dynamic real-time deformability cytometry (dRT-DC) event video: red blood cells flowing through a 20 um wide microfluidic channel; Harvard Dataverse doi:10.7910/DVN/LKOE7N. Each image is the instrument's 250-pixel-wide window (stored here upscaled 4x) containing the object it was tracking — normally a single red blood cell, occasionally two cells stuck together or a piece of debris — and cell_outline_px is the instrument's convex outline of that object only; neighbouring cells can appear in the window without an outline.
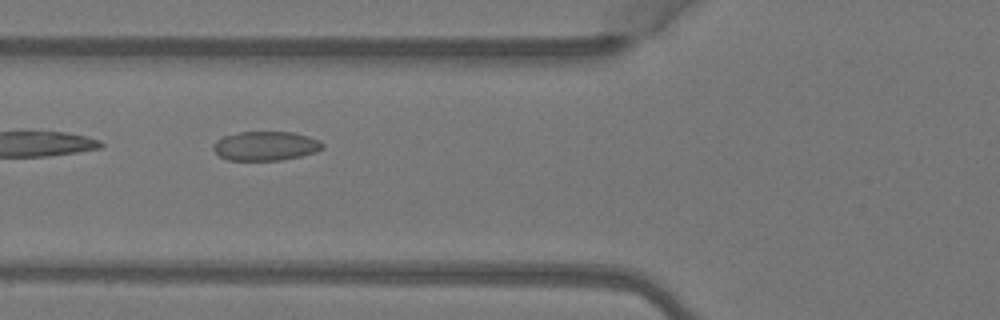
{"species": "Egyptian fruit bat (a non-hibernating species)", "species_latin": "Rousettus aegyptiacus", "temperature_condition": "warm", "stored_images_in_passage": 7, "camera_frame_rate_fps": 3000, "um_per_image_px": 0.085, "animal": {"sex": "female"}, "frame": {"image": 1, "passage_image": 5, "time_ms": 1.333, "image_size_px": [1000, 320], "cell_outline_px": [[324, 148], [316, 152], [300, 156], [280, 160], [228, 160], [220, 156], [212, 148], [212, 144], [216, 140], [224, 136], [240, 132], [292, 132], [308, 136], [320, 140], [324, 144]], "centroid_in_image_um": [22.58, 12.4], "position_along_channel_um": 103.2, "area_um2": 18.61}}
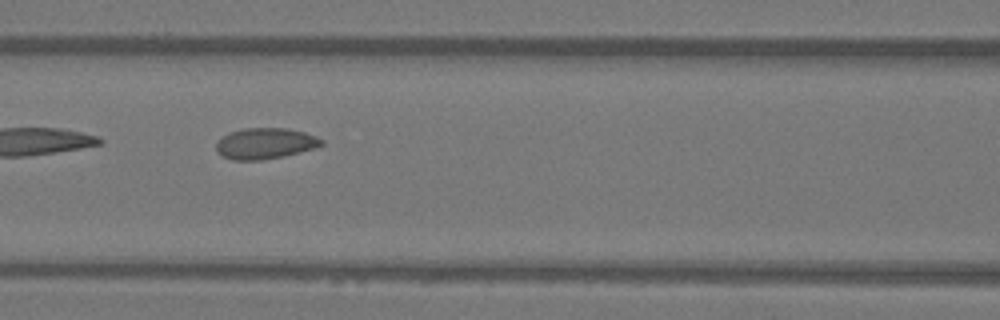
{"frame": {"image": 2, "passage_image": 6, "time_ms": 1.667, "image_size_px": [1000, 320], "cell_outline_px": [[324, 144], [316, 148], [284, 156], [264, 160], [232, 160], [220, 156], [216, 152], [216, 140], [232, 132], [244, 128], [288, 128], [304, 132], [316, 136], [324, 140]], "centroid_in_image_um": [22.54, 12.2], "position_along_channel_um": 144.1, "area_um2": 19.25}}
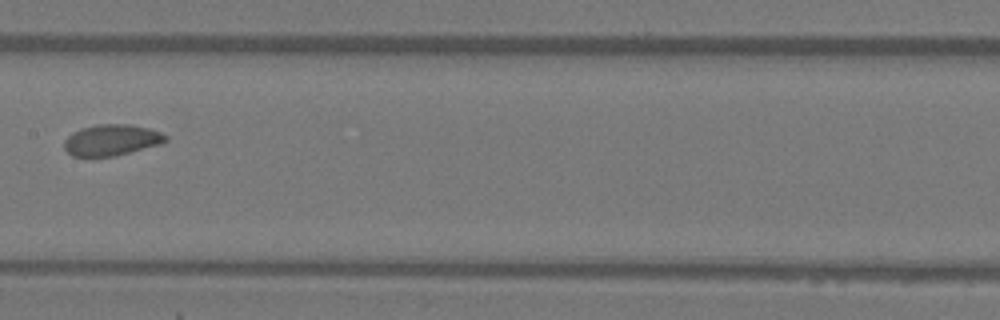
{"frame": {"image": 3, "passage_image": 7, "time_ms": 2.0, "image_size_px": [1000, 320], "cell_outline_px": [[168, 140], [160, 144], [116, 156], [72, 156], [64, 148], [64, 140], [72, 132], [80, 128], [96, 124], [128, 124], [148, 128], [160, 132], [168, 136]], "centroid_in_image_um": [9.47, 11.89], "position_along_channel_um": 197.9, "area_um2": 18.44}}